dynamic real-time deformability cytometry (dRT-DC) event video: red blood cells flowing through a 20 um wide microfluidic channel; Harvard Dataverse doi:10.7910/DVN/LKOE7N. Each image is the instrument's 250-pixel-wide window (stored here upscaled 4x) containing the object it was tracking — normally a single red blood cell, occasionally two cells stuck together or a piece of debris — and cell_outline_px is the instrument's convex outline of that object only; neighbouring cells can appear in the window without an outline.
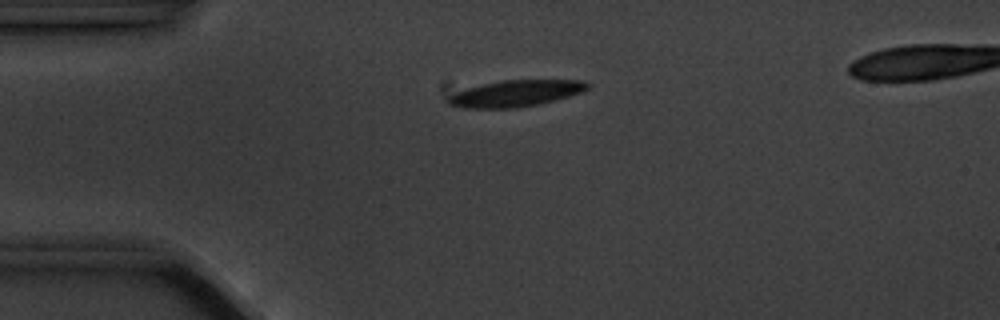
{"species": "common noctule bat (a hibernating species)", "species_latin": "Nyctalus noctula", "temperature_condition": "cold", "stored_images_in_passage": 5, "camera_frame_rate_fps": 3000, "um_per_image_px": 0.085, "animal": {"sex": "male", "body_mass_g": 20.1, "forearm_length_mm": 53.5}, "frame": {"image": 1, "passage_image": 4, "time_ms": 3.333, "image_size_px": [1000, 320], "cell_outline_px": [[592, 84], [588, 88], [580, 92], [568, 96], [536, 104], [516, 108], [460, 108], [448, 104], [448, 100], [456, 92], [464, 88], [500, 80], [584, 80]], "centroid_in_image_um": [43.81, 7.93], "position_along_channel_um": 41.2, "area_um2": 21.27}}